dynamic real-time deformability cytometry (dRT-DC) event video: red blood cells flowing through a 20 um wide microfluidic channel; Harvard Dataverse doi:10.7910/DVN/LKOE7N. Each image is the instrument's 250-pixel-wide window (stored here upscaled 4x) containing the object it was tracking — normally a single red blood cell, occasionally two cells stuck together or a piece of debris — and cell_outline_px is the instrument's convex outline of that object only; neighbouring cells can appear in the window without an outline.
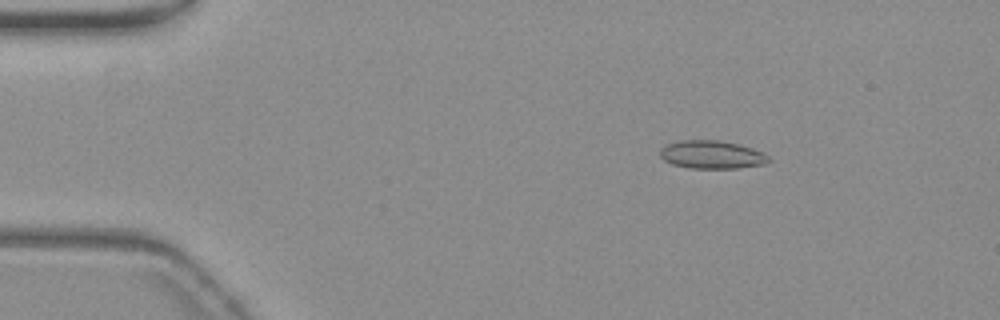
{"species": "common noctule bat (a hibernating species)", "species_latin": "Nyctalus noctula", "temperature_condition": "warm", "stored_images_in_passage": 54, "camera_frame_rate_fps": 3000, "um_per_image_px": 0.085, "animal": {"sex": "female", "body_mass_g": 19.3, "forearm_length_mm": 54.1}, "frame": {"image": 1, "passage_image": 7, "time_ms": 2.0, "image_size_px": [1000, 320], "cell_outline_px": [[772, 160], [768, 164], [736, 168], [688, 168], [672, 164], [664, 160], [660, 156], [660, 148], [668, 144], [684, 140], [716, 140], [736, 144], [752, 148], [768, 156]], "centroid_in_image_um": [60.51, 13.16], "position_along_channel_um": 24.5, "area_um2": 17.69}}
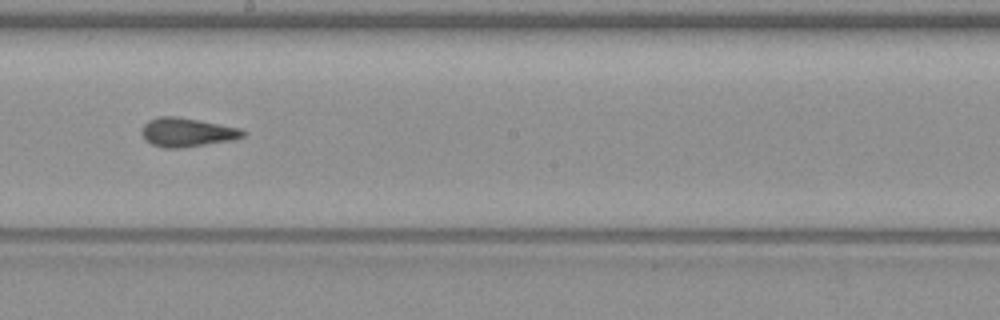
{"frame": {"image": 2, "passage_image": 30, "time_ms": 9.667, "image_size_px": [1000, 320], "cell_outline_px": [[244, 136], [232, 140], [180, 148], [164, 148], [152, 144], [144, 140], [140, 132], [144, 124], [148, 120], [160, 116], [176, 116], [240, 128], [244, 132]], "centroid_in_image_um": [15.83, 11.25], "position_along_channel_um": 232.4, "area_um2": 16.94}}
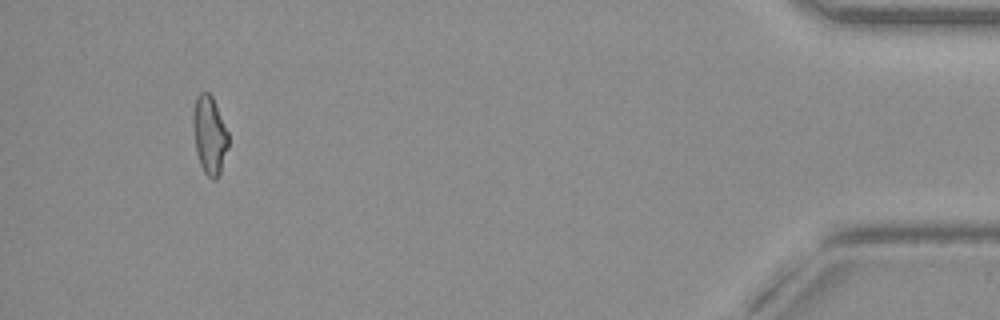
{"frame": {"image": 3, "passage_image": 51, "time_ms": 16.667, "image_size_px": [1000, 320], "cell_outline_px": [[228, 148], [220, 172], [216, 180], [212, 180], [204, 172], [200, 164], [196, 152], [192, 124], [192, 116], [196, 96], [200, 92], [208, 92], [212, 96], [228, 132]], "centroid_in_image_um": [17.79, 11.48], "position_along_channel_um": 417.4, "area_um2": 16.13}, "authors_computed_cell_mechanics": {"area_um2": 16.9065, "velocity_mm_per_s": 3.6982, "shape_relaxation_time_tau1_ms": null, "shape_relaxation_time_tau2_ms": 2.8527, "deformation_change_tau1": null, "deformation_change_tau2": 0.0933}}